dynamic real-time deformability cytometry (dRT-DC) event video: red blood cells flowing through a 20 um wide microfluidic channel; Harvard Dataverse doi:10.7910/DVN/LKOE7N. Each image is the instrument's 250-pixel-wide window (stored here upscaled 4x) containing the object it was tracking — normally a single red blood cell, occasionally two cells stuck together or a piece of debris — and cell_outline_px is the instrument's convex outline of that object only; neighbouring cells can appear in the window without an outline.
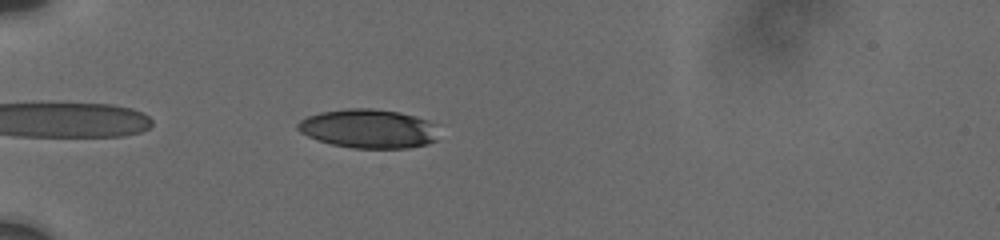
{"species": "human", "species_latin": "Homo sapiens", "temperature_condition": "cold", "stored_images_in_passage": 43, "camera_frame_rate_fps": 3000, "um_per_image_px": 0.085, "donor": {"sex": "male"}, "frame": {"image": 1, "passage_image": 4, "time_ms": 0.667, "image_size_px": [1000, 240], "cell_outline_px": [[436, 140], [428, 144], [408, 148], [352, 148], [332, 144], [308, 136], [300, 132], [296, 128], [296, 124], [300, 120], [308, 116], [320, 112], [348, 108], [376, 108], [400, 112], [416, 116], [428, 120], [432, 124]], "centroid_in_image_um": [31.29, 10.93], "position_along_channel_um": 53.7, "area_um2": 31.91}}
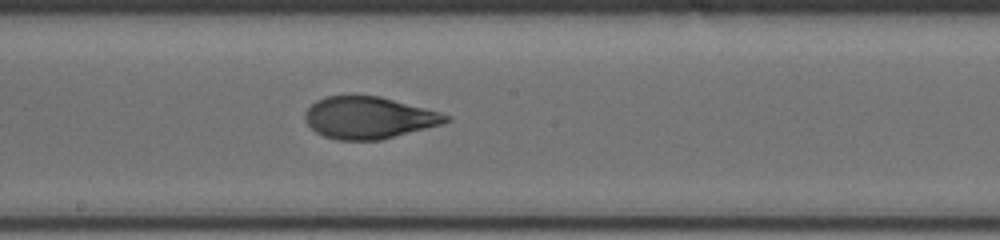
{"frame": {"image": 2, "passage_image": 24, "time_ms": 5.667, "image_size_px": [1000, 240], "cell_outline_px": [[452, 120], [440, 124], [380, 140], [336, 140], [324, 136], [316, 132], [304, 120], [304, 112], [316, 100], [324, 96], [380, 96], [440, 112], [452, 116]], "centroid_in_image_um": [31.32, 10.0], "position_along_channel_um": 216.9, "area_um2": 34.28}}
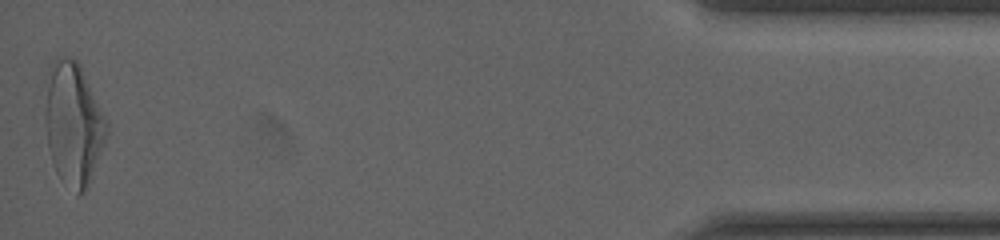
{"frame": {"image": 3, "passage_image": 42, "time_ms": 13.333, "image_size_px": [1000, 240], "cell_outline_px": [[108, 132], [88, 184], [84, 192], [80, 192], [60, 176], [56, 172], [52, 160], [48, 144], [44, 80], [52, 60], [56, 56], [76, 60], [80, 64], [108, 124]], "centroid_in_image_um": [6.21, 10.4], "position_along_channel_um": 429.0, "area_um2": 42.95}, "authors_computed_cell_mechanics": {"area_um2": 34.6222, "velocity_mm_per_s": 3.7461, "shape_relaxation_time_tau1_ms": 3.5611, "shape_relaxation_time_tau2_ms": 1.1565, "deformation_change_tau1": 0.1555, "deformation_change_tau2": 0.0695}}